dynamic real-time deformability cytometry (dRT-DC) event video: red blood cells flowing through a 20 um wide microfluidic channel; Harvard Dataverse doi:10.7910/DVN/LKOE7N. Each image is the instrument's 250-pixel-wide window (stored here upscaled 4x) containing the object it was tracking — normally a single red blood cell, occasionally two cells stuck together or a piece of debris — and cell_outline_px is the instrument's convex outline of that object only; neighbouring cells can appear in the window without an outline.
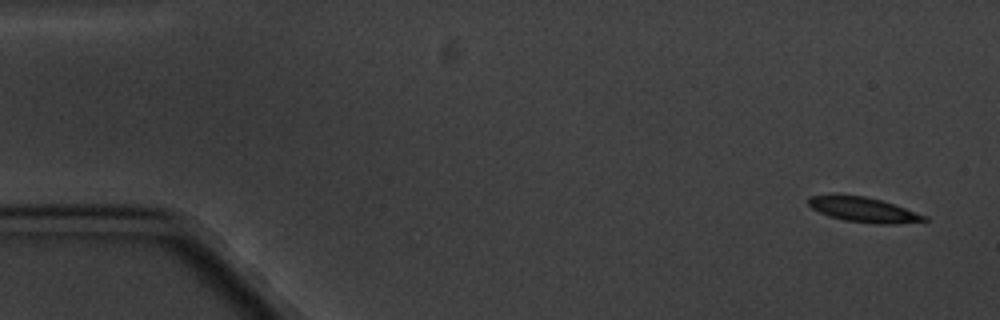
{"species": "common noctule bat (a hibernating species)", "species_latin": "Nyctalus noctula", "temperature_condition": "cold", "stored_images_in_passage": 6, "camera_frame_rate_fps": 3000, "um_per_image_px": 0.085, "animal": {"sex": "male", "body_mass_g": 20.1, "forearm_length_mm": 53.5}, "frame": {"image": 1, "passage_image": 1, "time_ms": 0.0, "image_size_px": [1000, 320], "cell_outline_px": [[928, 220], [896, 224], [876, 224], [844, 220], [828, 216], [812, 208], [808, 204], [808, 196], [864, 196], [880, 200], [928, 216]], "centroid_in_image_um": [73.42, 17.85], "position_along_channel_um": 11.6, "area_um2": 16.36}}